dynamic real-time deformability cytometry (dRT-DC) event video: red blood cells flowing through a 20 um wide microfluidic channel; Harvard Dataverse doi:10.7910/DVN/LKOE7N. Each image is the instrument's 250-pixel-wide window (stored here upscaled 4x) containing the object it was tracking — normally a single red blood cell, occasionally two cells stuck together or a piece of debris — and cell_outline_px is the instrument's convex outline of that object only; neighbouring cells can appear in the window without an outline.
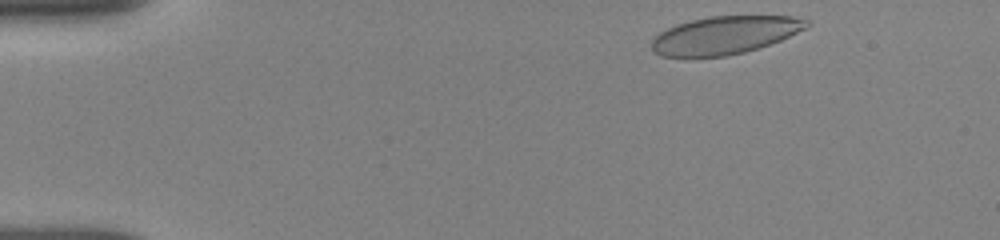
{"species": "human", "species_latin": "Homo sapiens", "temperature_condition": "room temperature", "stored_images_in_passage": 23, "camera_frame_rate_fps": 3000, "um_per_image_px": 0.085, "donor": {"sex": "female"}, "frame": {"image": 1, "passage_image": 3, "time_ms": 0.333, "image_size_px": [1000, 240], "cell_outline_px": [[812, 24], [808, 28], [780, 40], [744, 52], [728, 56], [660, 56], [652, 48], [652, 40], [660, 32], [676, 24], [708, 16], [792, 16], [812, 20]], "centroid_in_image_um": [61.67, 2.97], "position_along_channel_um": 23.3, "area_um2": 34.1}}
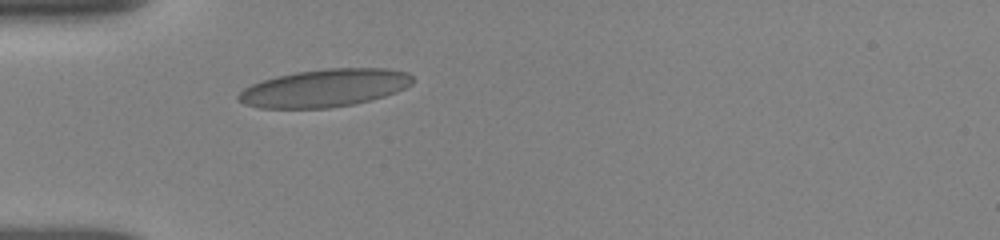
{"frame": {"image": 2, "passage_image": 20, "time_ms": 3.333, "image_size_px": [1000, 240], "cell_outline_px": [[412, 84], [396, 92], [384, 96], [352, 104], [328, 108], [260, 108], [244, 104], [236, 100], [236, 96], [244, 88], [252, 84], [276, 76], [296, 72], [328, 68], [388, 68], [408, 72], [412, 76]], "centroid_in_image_um": [27.57, 7.48], "position_along_channel_um": 57.4, "area_um2": 38.26}}